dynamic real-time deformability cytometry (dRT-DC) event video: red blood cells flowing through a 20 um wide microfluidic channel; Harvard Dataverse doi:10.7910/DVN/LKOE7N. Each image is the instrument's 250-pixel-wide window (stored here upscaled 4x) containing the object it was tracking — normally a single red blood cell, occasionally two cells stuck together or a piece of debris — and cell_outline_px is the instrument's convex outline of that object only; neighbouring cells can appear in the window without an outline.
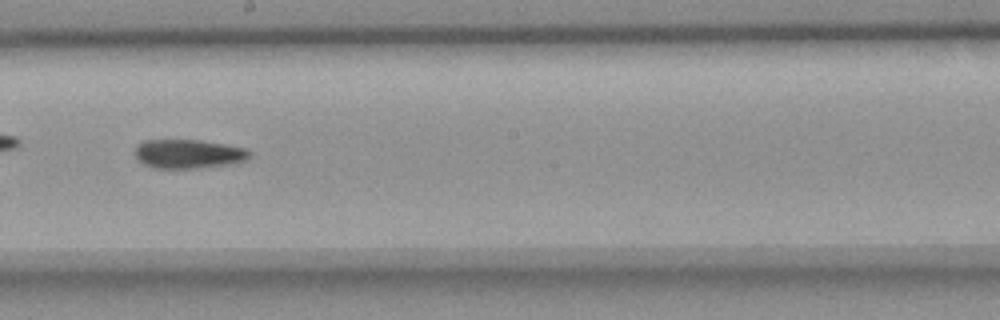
{"species": "common noctule bat (a hibernating species)", "species_latin": "Nyctalus noctula", "temperature_condition": "room temperature", "stored_images_in_passage": 45, "camera_frame_rate_fps": 3000, "um_per_image_px": 0.085, "animal": {"sex": "female", "body_mass_g": 18.4}, "frame": {"image": 1, "passage_image": 20, "time_ms": 6.333, "image_size_px": [1000, 320], "cell_outline_px": [[252, 156], [248, 160], [236, 164], [196, 168], [152, 168], [144, 164], [136, 156], [136, 148], [144, 140], [200, 140], [224, 144], [244, 148], [252, 152]], "centroid_in_image_um": [16.1, 13.09], "position_along_channel_um": 232.1, "area_um2": 19.48}}
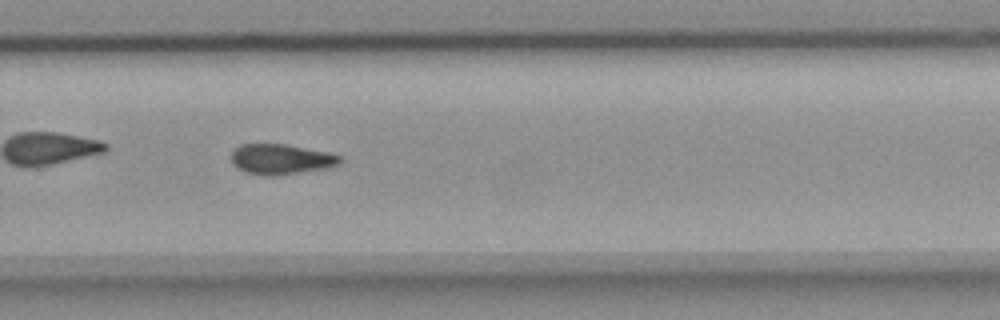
{"frame": {"image": 2, "passage_image": 26, "time_ms": 8.333, "image_size_px": [1000, 320], "cell_outline_px": [[344, 160], [340, 164], [324, 168], [272, 176], [264, 176], [244, 172], [236, 168], [232, 164], [232, 152], [240, 144], [284, 144], [328, 152], [340, 156]], "centroid_in_image_um": [23.86, 13.53], "position_along_channel_um": 305.9, "area_um2": 19.13}}
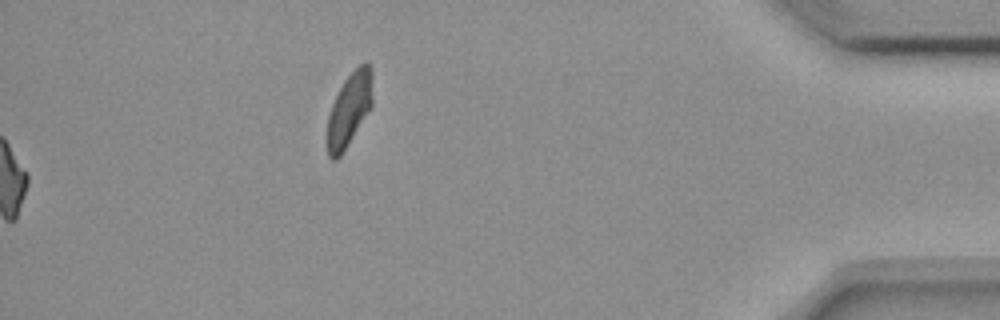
{"frame": {"image": 3, "passage_image": 45, "time_ms": 14.667, "image_size_px": [1000, 320], "cell_outline_px": [[372, 104], [340, 156], [336, 160], [332, 160], [328, 156], [324, 140], [328, 116], [332, 104], [344, 80], [360, 64], [368, 60], [372, 72]], "centroid_in_image_um": [29.63, 9.33], "position_along_channel_um": 405.6, "area_um2": 19.42}, "authors_computed_cell_mechanics": {"area_um2": 19.363, "velocity_mm_per_s": 3.6918, "shape_relaxation_time_tau1_ms": 5.5193, "shape_relaxation_time_tau2_ms": 8.375, "deformation_change_tau1": 0.1412, "deformation_change_tau2": 0.148}}